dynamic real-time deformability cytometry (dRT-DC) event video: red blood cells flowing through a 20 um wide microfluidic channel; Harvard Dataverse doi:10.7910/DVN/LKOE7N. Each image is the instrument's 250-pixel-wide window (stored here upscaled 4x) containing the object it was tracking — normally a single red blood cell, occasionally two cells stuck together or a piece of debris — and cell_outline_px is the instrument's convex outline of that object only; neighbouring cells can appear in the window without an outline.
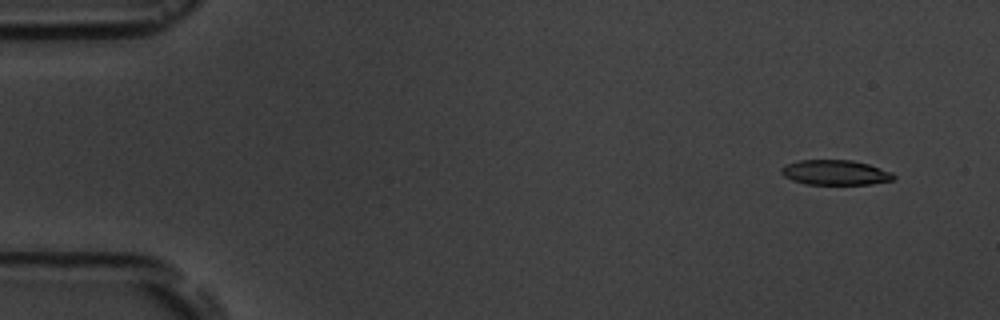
{"species": "common noctule bat (a hibernating species)", "species_latin": "Nyctalus noctula", "temperature_condition": "room temperature", "stored_images_in_passage": 5, "camera_frame_rate_fps": 3000, "um_per_image_px": 0.085, "animal": {"sex": "male", "body_mass_g": 19.5, "forearm_length_mm": 54.6}, "frame": {"image": 1, "passage_image": 1, "time_ms": 0.0, "image_size_px": [1000, 320], "cell_outline_px": [[896, 176], [892, 180], [872, 184], [804, 184], [792, 180], [784, 176], [780, 172], [780, 168], [784, 164], [800, 160], [852, 160], [868, 164], [892, 172]], "centroid_in_image_um": [70.97, 14.66], "position_along_channel_um": 14.0, "area_um2": 16.42}}
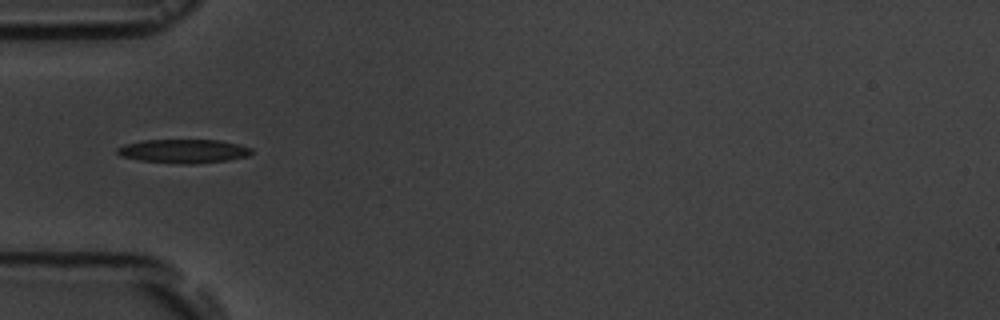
{"frame": {"image": 2, "passage_image": 5, "time_ms": 4.667, "image_size_px": [1000, 320], "cell_outline_px": [[252, 152], [248, 156], [228, 160], [192, 164], [184, 164], [140, 160], [120, 156], [116, 152], [116, 148], [124, 144], [144, 140], [220, 140], [252, 148]], "centroid_in_image_um": [15.58, 12.84], "position_along_channel_um": 69.4, "area_um2": 18.55}}